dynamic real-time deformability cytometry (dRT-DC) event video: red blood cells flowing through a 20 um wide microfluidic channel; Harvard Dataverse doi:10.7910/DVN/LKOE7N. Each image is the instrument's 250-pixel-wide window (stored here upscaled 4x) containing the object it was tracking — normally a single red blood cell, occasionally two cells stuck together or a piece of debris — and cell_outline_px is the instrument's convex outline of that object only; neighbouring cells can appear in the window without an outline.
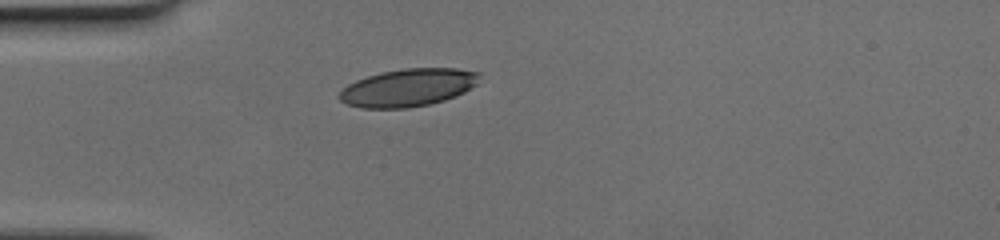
{"species": "human", "species_latin": "Homo sapiens", "temperature_condition": "cold", "stored_images_in_passage": 36, "camera_frame_rate_fps": 3000, "um_per_image_px": 0.085, "donor": {"sex": "female"}, "frame": {"image": 1, "passage_image": 1, "time_ms": 0.0, "image_size_px": [1000, 240], "cell_outline_px": [[480, 76], [476, 84], [464, 92], [444, 100], [428, 104], [408, 108], [360, 108], [348, 104], [340, 100], [340, 92], [348, 84], [356, 80], [380, 72], [404, 68], [456, 68], [480, 72]], "centroid_in_image_um": [34.69, 7.44], "position_along_channel_um": 50.3, "area_um2": 30.63}}
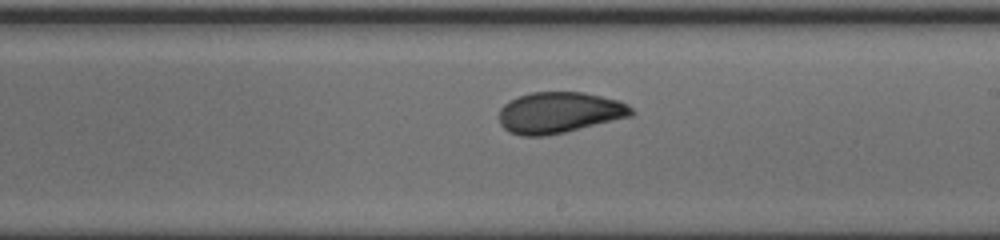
{"frame": {"image": 2, "passage_image": 16, "time_ms": 5.0, "image_size_px": [1000, 240], "cell_outline_px": [[636, 112], [632, 116], [564, 132], [544, 136], [520, 136], [508, 132], [500, 124], [500, 108], [508, 100], [532, 92], [584, 92], [620, 100], [632, 108]], "centroid_in_image_um": [47.54, 9.57], "position_along_channel_um": 241.5, "area_um2": 31.79}}
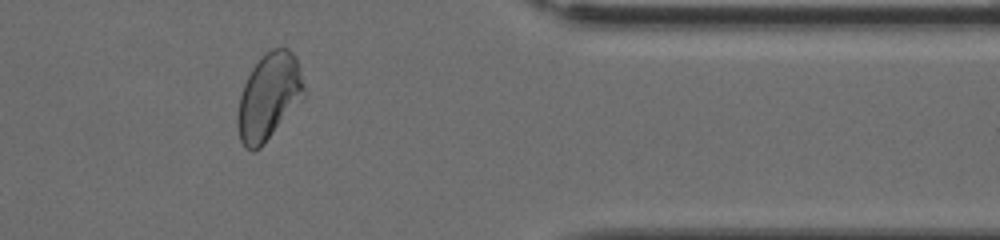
{"frame": {"image": 3, "passage_image": 28, "time_ms": 9.0, "image_size_px": [1000, 240], "cell_outline_px": [[304, 96], [264, 144], [260, 148], [252, 152], [244, 148], [240, 140], [236, 124], [236, 116], [240, 96], [244, 84], [252, 68], [260, 56], [264, 52], [272, 48], [288, 48], [296, 56], [304, 88]], "centroid_in_image_um": [22.81, 8.22], "position_along_channel_um": 388.6, "area_um2": 33.41}}